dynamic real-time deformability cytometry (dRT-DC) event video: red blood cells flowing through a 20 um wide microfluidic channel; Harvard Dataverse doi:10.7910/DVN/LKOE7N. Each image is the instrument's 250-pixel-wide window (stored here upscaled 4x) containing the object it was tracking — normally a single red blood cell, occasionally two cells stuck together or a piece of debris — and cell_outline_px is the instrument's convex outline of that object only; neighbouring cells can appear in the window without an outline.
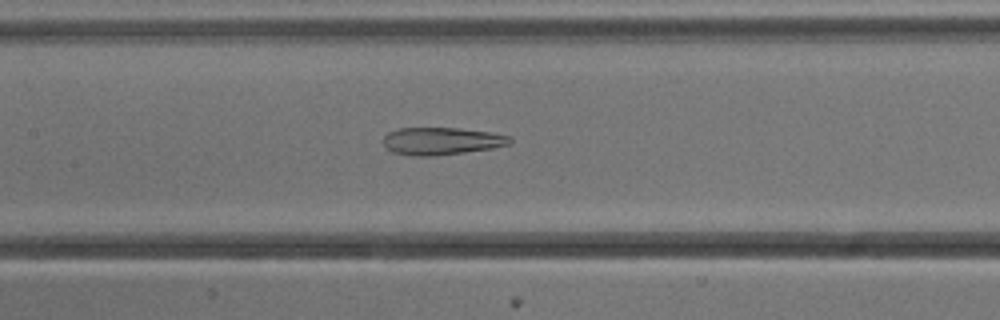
{"species": "common noctule bat (a hibernating species)", "species_latin": "Nyctalus noctula", "temperature_condition": "cold", "stored_images_in_passage": 51, "camera_frame_rate_fps": 3000, "um_per_image_px": 0.085, "animal": {"sex": "male", "body_mass_g": 13.3}, "frame": {"image": 1, "passage_image": 23, "time_ms": 7.333, "image_size_px": [1000, 320], "cell_outline_px": [[512, 140], [508, 144], [492, 148], [464, 152], [432, 156], [416, 156], [392, 152], [384, 144], [384, 136], [388, 132], [400, 128], [460, 128], [492, 132], [508, 136]], "centroid_in_image_um": [37.52, 11.98], "position_along_channel_um": 169.9, "area_um2": 20.06}}
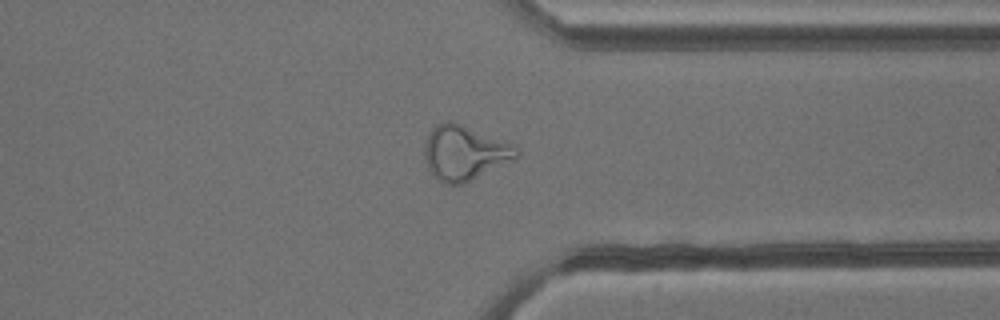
{"frame": {"image": 2, "passage_image": 39, "time_ms": 12.667, "image_size_px": [1000, 320], "cell_outline_px": [[520, 156], [464, 184], [444, 184], [428, 168], [424, 156], [424, 148], [428, 132], [436, 124], [448, 120], [460, 124], [516, 144], [520, 148]], "centroid_in_image_um": [39.51, 12.97], "position_along_channel_um": 371.9, "area_um2": 29.36}}
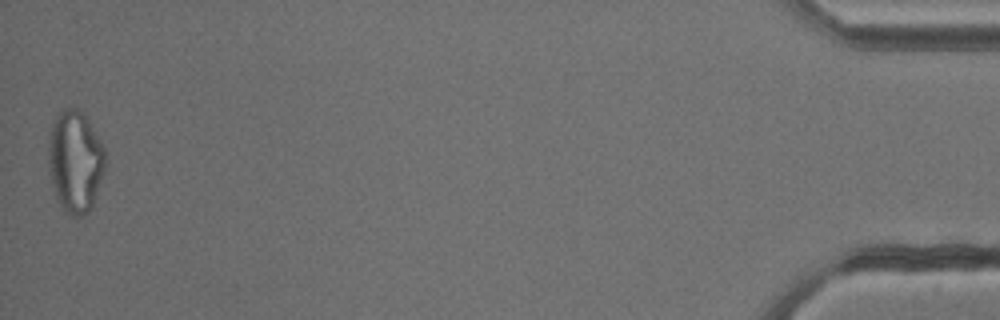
{"frame": {"image": 3, "passage_image": 51, "time_ms": 16.667, "image_size_px": [1000, 320], "cell_outline_px": [[104, 172], [96, 196], [88, 212], [84, 216], [68, 216], [56, 200], [48, 168], [48, 144], [52, 124], [60, 108], [76, 108], [84, 112], [104, 148]], "centroid_in_image_um": [6.37, 13.72], "position_along_channel_um": 428.8, "area_um2": 34.04}, "authors_computed_cell_mechanics": {"area_um2": 28.4954, "velocity_mm_per_s": 3.8537, "shape_relaxation_time_tau1_ms": null, "shape_relaxation_time_tau2_ms": 3.5684, "deformation_change_tau1": null, "deformation_change_tau2": 0.1561}}